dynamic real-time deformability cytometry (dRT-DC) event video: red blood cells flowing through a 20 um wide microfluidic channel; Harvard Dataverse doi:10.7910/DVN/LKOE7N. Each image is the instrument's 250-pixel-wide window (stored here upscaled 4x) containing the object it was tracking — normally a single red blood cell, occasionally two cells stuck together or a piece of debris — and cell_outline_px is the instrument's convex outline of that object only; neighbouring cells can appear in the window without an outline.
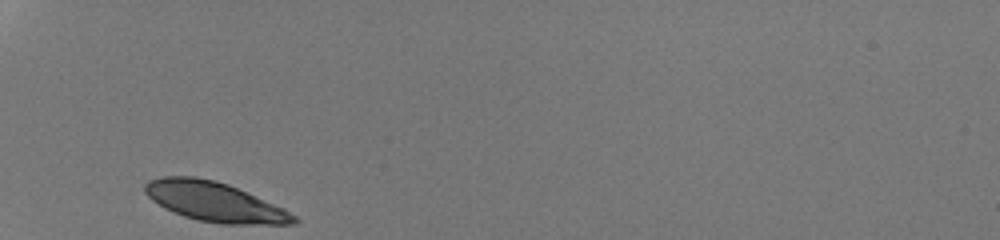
{"species": "human", "species_latin": "Homo sapiens", "temperature_condition": "room temperature", "stored_images_in_passage": 26, "camera_frame_rate_fps": 3000, "um_per_image_px": 0.085, "donor": {"sex": "male"}, "frame": {"image": 1, "passage_image": 1, "time_ms": 0.0, "image_size_px": [1000, 240], "cell_outline_px": [[300, 220], [296, 224], [220, 224], [200, 220], [184, 216], [164, 208], [152, 200], [144, 192], [144, 184], [148, 180], [164, 176], [192, 176], [212, 180], [228, 184], [284, 208], [296, 216]], "centroid_in_image_um": [18.24, 17.16], "position_along_channel_um": 66.8, "area_um2": 34.16}}
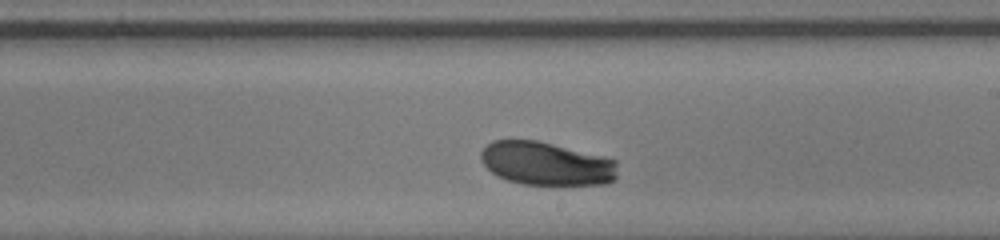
{"frame": {"image": 2, "passage_image": 15, "time_ms": 4.667, "image_size_px": [1000, 240], "cell_outline_px": [[616, 180], [608, 184], [524, 184], [508, 180], [496, 176], [480, 160], [480, 152], [492, 140], [536, 140], [604, 156], [616, 160]], "centroid_in_image_um": [46.44, 13.9], "position_along_channel_um": 242.6, "area_um2": 34.51}}
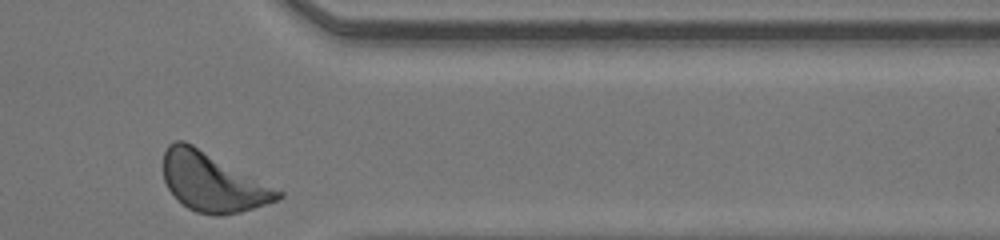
{"frame": {"image": 3, "passage_image": 26, "time_ms": 8.333, "image_size_px": [1000, 240], "cell_outline_px": [[284, 196], [268, 204], [240, 212], [224, 216], [216, 216], [196, 212], [188, 208], [176, 200], [168, 188], [164, 180], [164, 152], [168, 144], [172, 140], [184, 140], [192, 144], [284, 192]], "centroid_in_image_um": [18.06, 15.5], "position_along_channel_um": 393.3, "area_um2": 39.3}, "authors_computed_cell_mechanics": {"area_um2": 35.4603, "velocity_mm_per_s": 4.1706, "shape_relaxation_time_tau1_ms": 1.9935, "shape_relaxation_time_tau2_ms": null, "deformation_change_tau1": 0.1036, "deformation_change_tau2": null}}